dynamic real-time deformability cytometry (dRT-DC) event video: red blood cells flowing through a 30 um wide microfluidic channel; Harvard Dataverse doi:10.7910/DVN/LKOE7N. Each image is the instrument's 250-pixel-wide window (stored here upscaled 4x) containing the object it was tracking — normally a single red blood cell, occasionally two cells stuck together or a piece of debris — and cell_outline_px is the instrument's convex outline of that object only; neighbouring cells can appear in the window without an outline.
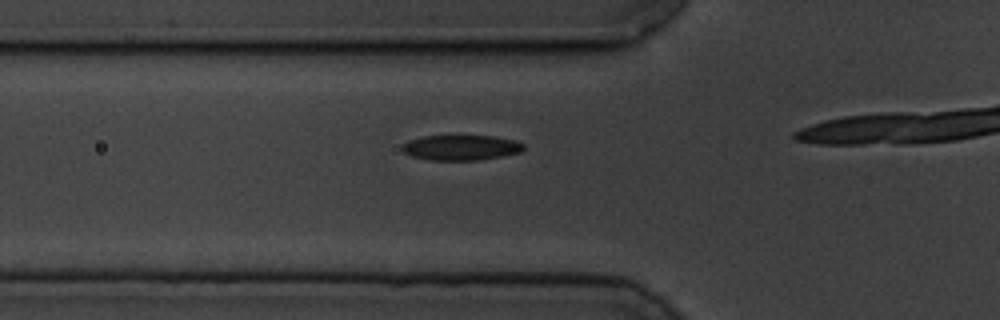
{"species": "common noctule bat (a hibernating species)", "species_latin": "Nyctalus noctula", "temperature_condition": "cold", "stored_images_in_passage": 18, "camera_frame_rate_fps": 3000, "um_per_image_px": 0.085, "animal": {"sex": "male", "body_mass_g": 19.5, "forearm_length_mm": 54.6}, "frame": {"image": 1, "passage_image": 13, "time_ms": 4.0, "image_size_px": [1000, 320], "cell_outline_px": [[524, 148], [520, 152], [480, 160], [428, 160], [412, 156], [404, 152], [400, 148], [408, 140], [424, 136], [492, 136], [516, 140], [524, 144]], "centroid_in_image_um": [39.17, 12.54], "position_along_channel_um": 86.6, "area_um2": 17.8}}
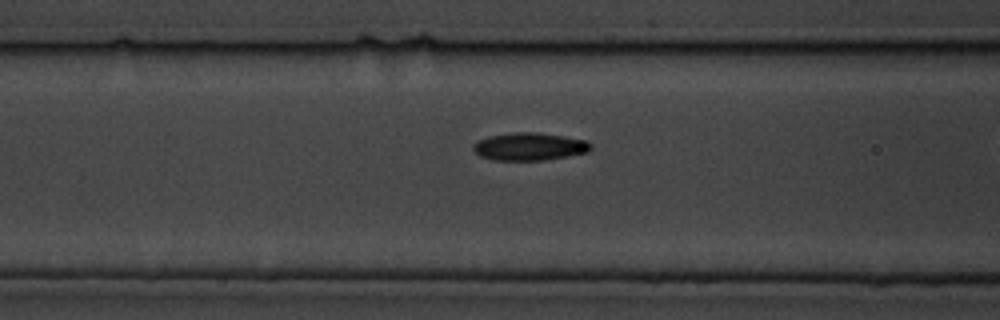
{"frame": {"image": 2, "passage_image": 16, "time_ms": 5.0, "image_size_px": [1000, 320], "cell_outline_px": [[592, 148], [588, 152], [568, 156], [544, 160], [492, 160], [480, 156], [472, 148], [472, 144], [476, 140], [488, 136], [512, 132], [536, 132], [564, 136], [588, 140], [592, 144]], "centroid_in_image_um": [45.0, 12.45], "position_along_channel_um": 121.6, "area_um2": 19.25}}